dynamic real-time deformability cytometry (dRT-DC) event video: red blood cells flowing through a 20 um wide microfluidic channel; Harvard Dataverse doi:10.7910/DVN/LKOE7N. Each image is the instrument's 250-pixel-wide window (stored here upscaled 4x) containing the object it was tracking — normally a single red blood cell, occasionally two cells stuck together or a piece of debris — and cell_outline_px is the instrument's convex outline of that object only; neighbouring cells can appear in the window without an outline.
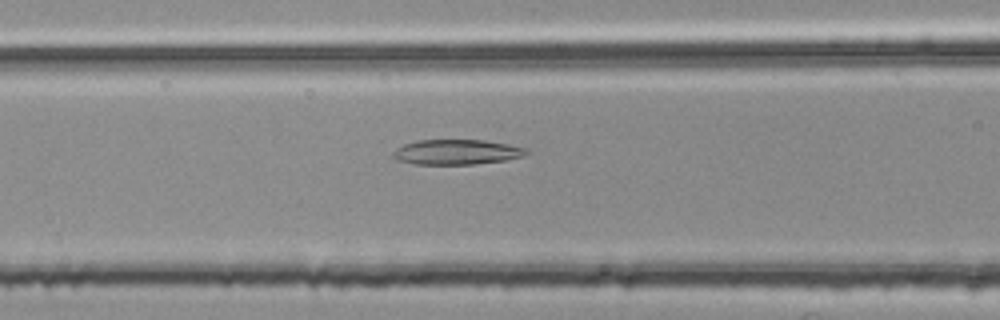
{"species": "common noctule bat (a hibernating species)", "species_latin": "Nyctalus noctula", "temperature_condition": "room temperature", "stored_images_in_passage": 42, "camera_frame_rate_fps": 3000, "um_per_image_px": 0.085, "animal": {"sex": "female", "body_mass_g": 25.1}, "frame": {"image": 1, "passage_image": 10, "time_ms": 3.0, "image_size_px": [1000, 320], "cell_outline_px": [[532, 152], [524, 156], [504, 160], [472, 164], [416, 164], [400, 160], [392, 156], [392, 152], [396, 148], [404, 144], [416, 140], [484, 140], [528, 148]], "centroid_in_image_um": [38.85, 12.91], "position_along_channel_um": 127.8, "area_um2": 19.42}}
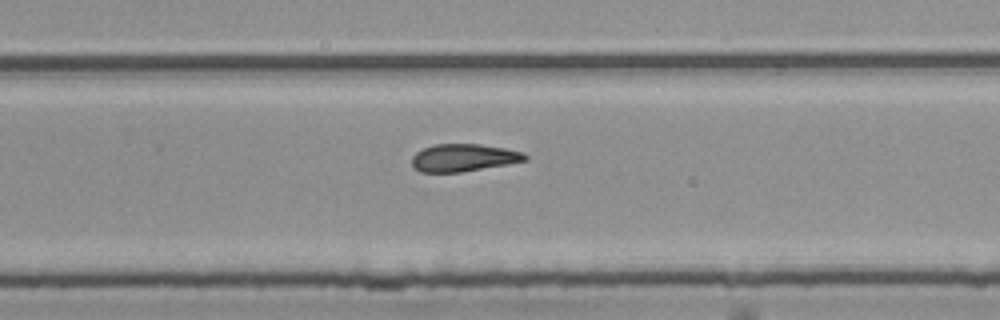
{"frame": {"image": 2, "passage_image": 23, "time_ms": 7.333, "image_size_px": [1000, 320], "cell_outline_px": [[528, 160], [508, 164], [460, 172], [420, 172], [412, 164], [412, 156], [416, 152], [432, 144], [480, 144], [504, 148], [524, 152], [528, 156]], "centroid_in_image_um": [39.42, 13.4], "position_along_channel_um": 290.4, "area_um2": 18.15}}
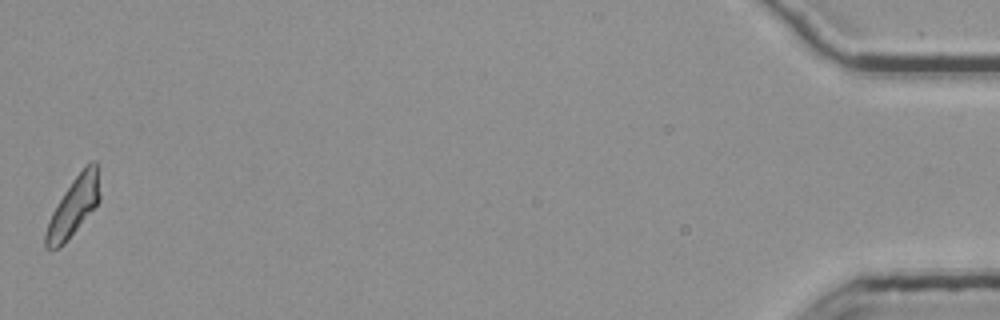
{"frame": {"image": 3, "passage_image": 42, "time_ms": 13.667, "image_size_px": [1000, 320], "cell_outline_px": [[100, 200], [64, 244], [60, 248], [44, 248], [44, 236], [48, 220], [52, 212], [64, 192], [72, 180], [92, 160], [96, 160], [100, 192]], "centroid_in_image_um": [6.23, 17.58], "position_along_channel_um": 429.0, "area_um2": 18.15}, "authors_computed_cell_mechanics": {"area_um2": 18.6983, "velocity_mm_per_s": 3.7701, "shape_relaxation_time_tau1_ms": null, "shape_relaxation_time_tau2_ms": 9.0344, "deformation_change_tau1": null, "deformation_change_tau2": 0.1909}}